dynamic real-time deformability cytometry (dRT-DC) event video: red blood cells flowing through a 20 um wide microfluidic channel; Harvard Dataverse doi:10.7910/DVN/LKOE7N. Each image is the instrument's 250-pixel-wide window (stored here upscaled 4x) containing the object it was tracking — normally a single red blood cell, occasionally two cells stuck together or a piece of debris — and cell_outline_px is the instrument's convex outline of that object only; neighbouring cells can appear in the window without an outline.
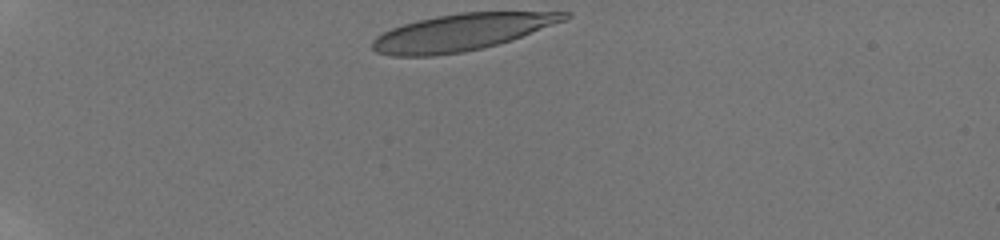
{"species": "human", "species_latin": "Homo sapiens", "temperature_condition": "room temperature", "stored_images_in_passage": 36, "camera_frame_rate_fps": 3000, "um_per_image_px": 0.085, "donor": {"sex": "male"}, "frame": {"image": 1, "passage_image": 1, "time_ms": 0.0, "image_size_px": [1000, 240], "cell_outline_px": [[572, 16], [564, 20], [512, 40], [464, 52], [432, 56], [392, 56], [376, 52], [372, 48], [372, 40], [376, 36], [392, 28], [404, 24], [436, 16], [460, 12], [572, 12]], "centroid_in_image_um": [39.22, 2.74], "position_along_channel_um": 45.8, "area_um2": 40.81}}
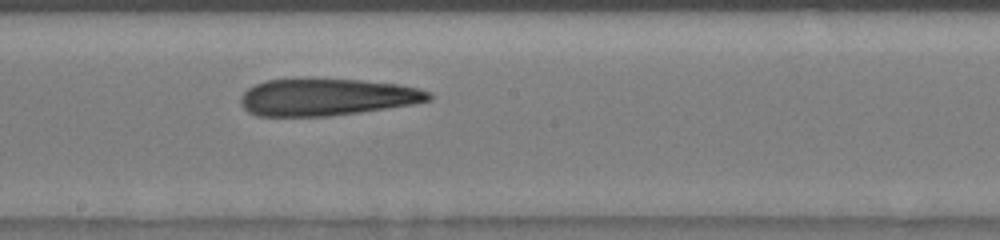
{"frame": {"image": 2, "passage_image": 19, "time_ms": 6.0, "image_size_px": [1000, 240], "cell_outline_px": [[432, 100], [412, 104], [388, 108], [360, 112], [328, 116], [256, 116], [248, 112], [240, 104], [240, 96], [248, 88], [256, 84], [268, 80], [296, 76], [312, 76], [360, 80], [396, 84], [416, 88], [432, 92]], "centroid_in_image_um": [27.72, 8.22], "position_along_channel_um": 220.5, "area_um2": 41.73}}
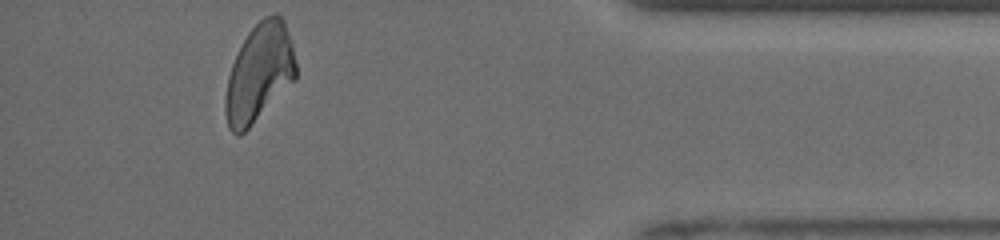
{"frame": {"image": 3, "passage_image": 36, "time_ms": 11.667, "image_size_px": [1000, 240], "cell_outline_px": [[296, 76], [248, 128], [240, 136], [236, 136], [228, 128], [224, 112], [224, 100], [228, 76], [232, 64], [248, 32], [264, 16], [276, 12], [280, 12], [284, 20], [292, 44], [296, 64]], "centroid_in_image_um": [22.0, 6.17], "position_along_channel_um": 413.2, "area_um2": 39.71}, "authors_computed_cell_mechanics": {"area_um2": 41.4715, "velocity_mm_per_s": 3.9561, "shape_relaxation_time_tau1_ms": null, "shape_relaxation_time_tau2_ms": 1.9696, "deformation_change_tau1": null, "deformation_change_tau2": 0.1199}}